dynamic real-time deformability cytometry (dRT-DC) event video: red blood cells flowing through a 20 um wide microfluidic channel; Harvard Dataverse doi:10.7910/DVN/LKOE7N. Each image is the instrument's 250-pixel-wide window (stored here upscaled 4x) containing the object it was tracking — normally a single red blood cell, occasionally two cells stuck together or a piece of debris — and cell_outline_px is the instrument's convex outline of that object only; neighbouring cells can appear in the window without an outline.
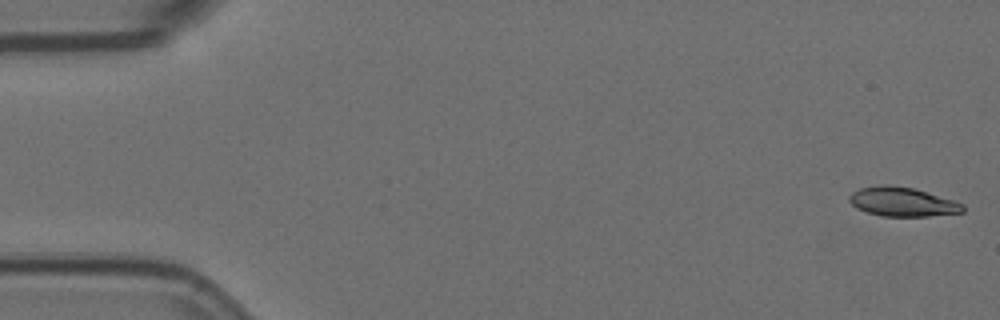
{"species": "Egyptian fruit bat (a non-hibernating species)", "species_latin": "Rousettus aegyptiacus", "temperature_condition": "room temperature", "stored_images_in_passage": 13, "camera_frame_rate_fps": 3000, "um_per_image_px": 0.085, "animal": {"sex": "female"}, "frame": {"image": 1, "passage_image": 1, "time_ms": 0.0, "image_size_px": [1000, 320], "cell_outline_px": [[964, 212], [928, 216], [880, 216], [856, 208], [848, 200], [848, 196], [852, 192], [860, 188], [888, 184], [912, 188], [952, 200], [964, 204]], "centroid_in_image_um": [76.67, 17.16], "position_along_channel_um": 8.3, "area_um2": 19.07}}